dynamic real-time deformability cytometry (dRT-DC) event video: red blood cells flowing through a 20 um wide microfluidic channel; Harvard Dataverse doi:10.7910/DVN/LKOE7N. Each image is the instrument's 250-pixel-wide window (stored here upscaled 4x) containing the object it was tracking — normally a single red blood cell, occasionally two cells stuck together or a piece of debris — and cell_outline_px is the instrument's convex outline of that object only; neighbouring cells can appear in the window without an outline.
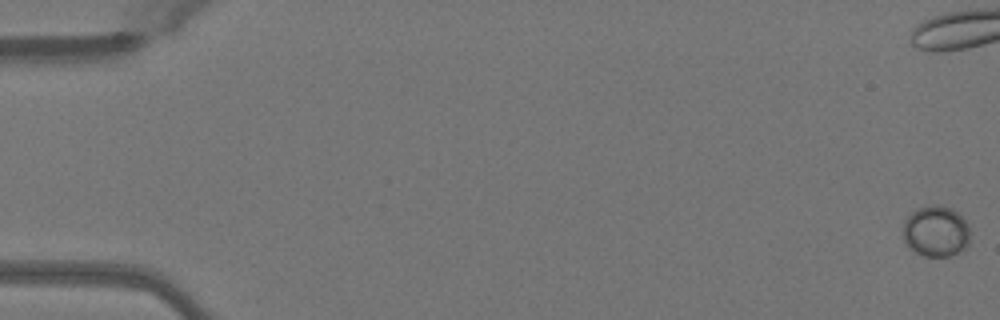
{"species": "Egyptian fruit bat (a non-hibernating species)", "species_latin": "Rousettus aegyptiacus", "temperature_condition": "warm", "stored_images_in_passage": 52, "camera_frame_rate_fps": 3000, "um_per_image_px": 0.085, "animal": {"sex": "female"}, "frame": {"image": 1, "passage_image": 1, "time_ms": 0.0, "image_size_px": [1000, 320], "cell_outline_px": [[968, 244], [964, 248], [952, 256], [924, 256], [916, 252], [904, 240], [904, 220], [912, 212], [920, 208], [936, 204], [952, 208], [968, 224]], "centroid_in_image_um": [79.56, 19.66], "position_along_channel_um": 5.4, "area_um2": 19.54}}